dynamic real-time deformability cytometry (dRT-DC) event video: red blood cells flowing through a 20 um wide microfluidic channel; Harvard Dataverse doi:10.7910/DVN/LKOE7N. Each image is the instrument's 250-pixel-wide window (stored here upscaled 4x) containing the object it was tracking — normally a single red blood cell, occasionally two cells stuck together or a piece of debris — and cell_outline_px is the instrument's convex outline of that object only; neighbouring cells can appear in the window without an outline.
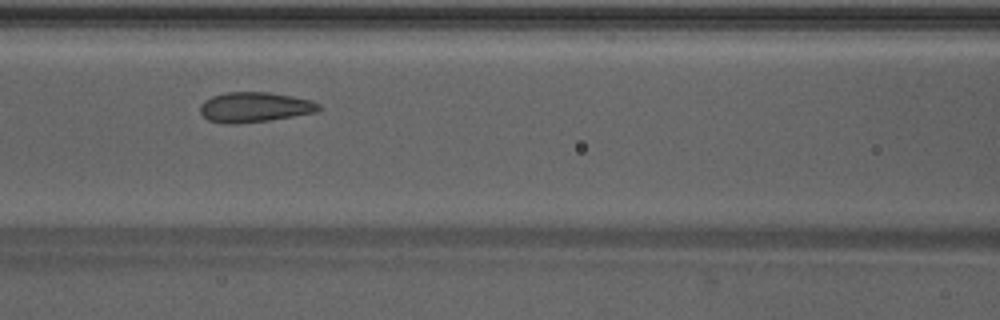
{"species": "Egyptian fruit bat (a non-hibernating species)", "species_latin": "Rousettus aegyptiacus", "temperature_condition": "warm", "stored_images_in_passage": 41, "camera_frame_rate_fps": 3000, "um_per_image_px": 0.085, "animal": {"sex": "male"}, "frame": {"image": 1, "passage_image": 14, "time_ms": 4.333, "image_size_px": [1000, 320], "cell_outline_px": [[320, 108], [316, 112], [268, 120], [236, 124], [224, 124], [208, 120], [200, 112], [200, 104], [204, 100], [212, 96], [224, 92], [268, 92], [292, 96], [308, 100], [320, 104]], "centroid_in_image_um": [21.58, 9.11], "position_along_channel_um": 145.0, "area_um2": 20.69}}
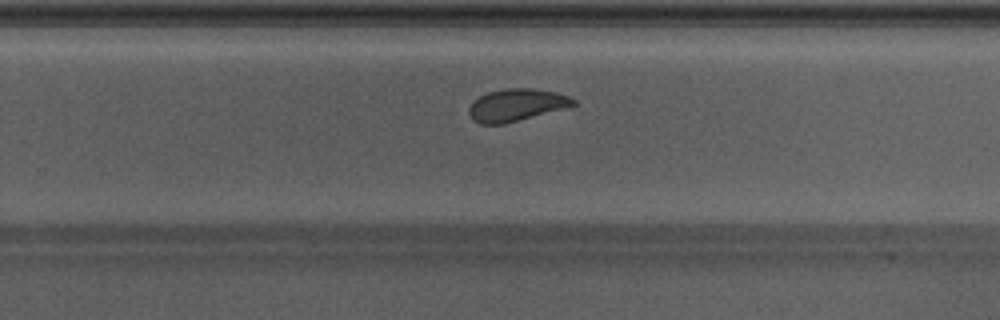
{"frame": {"image": 2, "passage_image": 24, "time_ms": 7.667, "image_size_px": [1000, 320], "cell_outline_px": [[576, 104], [564, 108], [504, 124], [480, 124], [472, 120], [468, 112], [468, 108], [472, 100], [488, 92], [508, 88], [532, 88], [556, 92], [568, 96], [576, 100]], "centroid_in_image_um": [43.84, 8.92], "position_along_channel_um": 286.0, "area_um2": 19.59}}
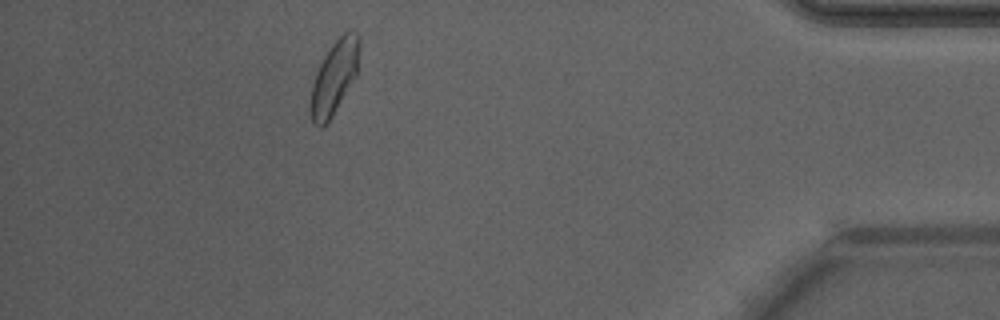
{"frame": {"image": 3, "passage_image": 36, "time_ms": 11.667, "image_size_px": [1000, 320], "cell_outline_px": [[360, 44], [356, 76], [332, 116], [320, 128], [312, 120], [308, 112], [312, 84], [316, 72], [324, 56], [332, 44], [348, 28], [356, 32], [360, 36]], "centroid_in_image_um": [28.41, 6.54], "position_along_channel_um": 406.8, "area_um2": 20.92}, "authors_computed_cell_mechanics": {"area_um2": 20.9236, "velocity_mm_per_s": 4.2401, "shape_relaxation_time_tau1_ms": 3.0354, "shape_relaxation_time_tau2_ms": 0.654, "deformation_change_tau1": 0.1034, "deformation_change_tau2": 0.0526}}